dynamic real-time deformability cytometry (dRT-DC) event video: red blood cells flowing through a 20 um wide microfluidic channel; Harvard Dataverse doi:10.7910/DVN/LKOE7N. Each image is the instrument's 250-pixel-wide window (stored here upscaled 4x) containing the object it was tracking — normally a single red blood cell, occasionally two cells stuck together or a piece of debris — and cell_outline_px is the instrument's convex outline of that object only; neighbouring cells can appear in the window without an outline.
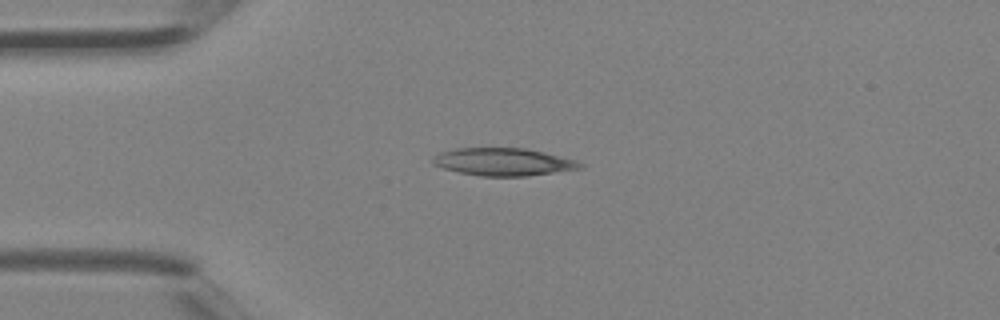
{"species": "Egyptian fruit bat (a non-hibernating species)", "species_latin": "Rousettus aegyptiacus", "temperature_condition": "room temperature", "stored_images_in_passage": 1, "camera_frame_rate_fps": 3000, "um_per_image_px": 0.085, "animal": {"sex": "female"}, "frame": {"image": 1, "passage_image": 1, "time_ms": 0.0, "image_size_px": [1000, 320], "cell_outline_px": [[584, 168], [528, 176], [480, 176], [460, 172], [444, 168], [432, 164], [432, 156], [440, 152], [456, 148], [524, 148], [544, 152], [576, 160], [584, 164]], "centroid_in_image_um": [42.79, 13.76], "position_along_channel_um": 42.2, "area_um2": 23.76}}